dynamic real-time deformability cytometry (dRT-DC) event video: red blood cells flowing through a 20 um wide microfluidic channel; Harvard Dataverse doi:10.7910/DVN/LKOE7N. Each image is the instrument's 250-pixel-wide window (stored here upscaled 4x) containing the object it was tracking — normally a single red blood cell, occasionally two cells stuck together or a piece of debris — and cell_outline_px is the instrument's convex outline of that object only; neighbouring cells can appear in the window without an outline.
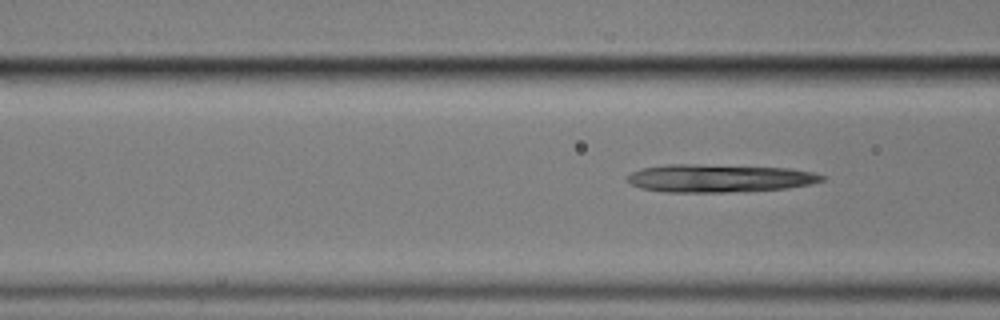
{"species": "common noctule bat (a hibernating species)", "species_latin": "Nyctalus noctula", "temperature_condition": "cold", "stored_images_in_passage": 7, "segment_of_instrument_passage": [2, 2], "camera_frame_rate_fps": 3000, "um_per_image_px": 0.085, "animal": {"sex": "male", "body_mass_g": 17.9}, "frame": {"image": 1, "passage_image": 7, "time_ms": 7.0, "image_size_px": [1000, 320], "cell_outline_px": [[828, 176], [824, 180], [812, 184], [788, 188], [724, 192], [664, 192], [640, 188], [632, 184], [628, 180], [628, 176], [632, 172], [640, 168], [668, 164], [696, 164], [788, 168], [812, 172]], "centroid_in_image_um": [61.15, 15.15], "position_along_channel_um": 105.4, "area_um2": 31.67}}